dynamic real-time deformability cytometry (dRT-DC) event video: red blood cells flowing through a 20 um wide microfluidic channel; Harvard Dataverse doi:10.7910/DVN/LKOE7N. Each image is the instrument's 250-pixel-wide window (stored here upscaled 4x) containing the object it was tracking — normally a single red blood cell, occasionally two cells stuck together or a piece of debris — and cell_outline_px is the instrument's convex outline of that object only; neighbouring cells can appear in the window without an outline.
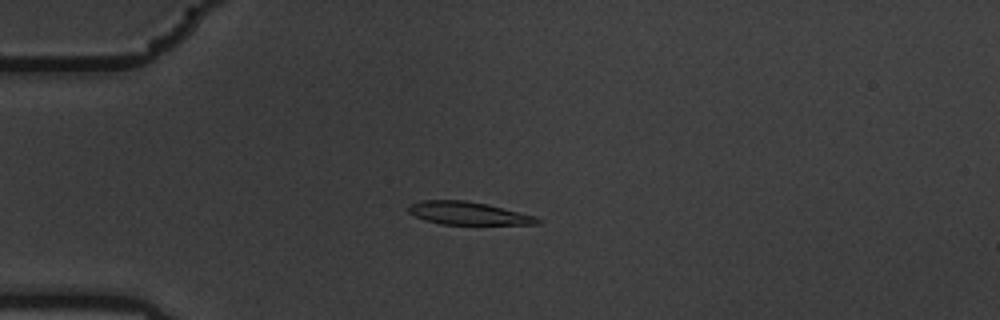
{"species": "common noctule bat (a hibernating species)", "species_latin": "Nyctalus noctula", "temperature_condition": "warm", "stored_images_in_passage": 45, "camera_frame_rate_fps": 3000, "um_per_image_px": 0.085, "animal": {"sex": "male", "body_mass_g": 19.5, "forearm_length_mm": 54.6}, "frame": {"image": 1, "passage_image": 2, "time_ms": 0.333, "image_size_px": [1000, 320], "cell_outline_px": [[544, 220], [540, 224], [440, 224], [416, 216], [408, 212], [408, 204], [424, 200], [464, 200], [488, 204], [536, 216]], "centroid_in_image_um": [39.84, 18.12], "position_along_channel_um": 45.2, "area_um2": 17.17}}
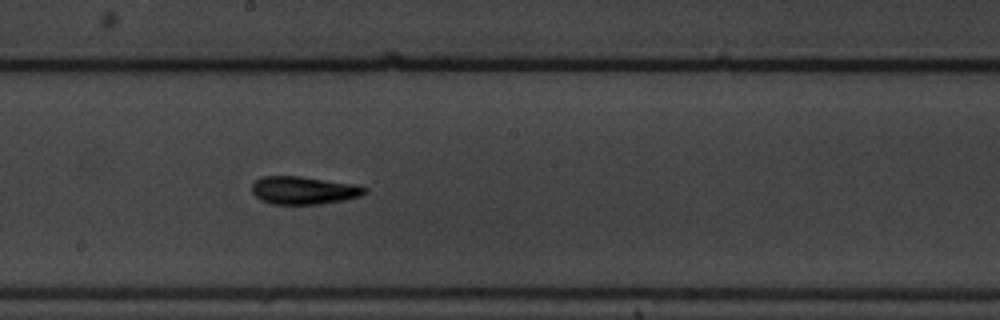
{"frame": {"image": 2, "passage_image": 19, "time_ms": 6.0, "image_size_px": [1000, 320], "cell_outline_px": [[368, 192], [360, 196], [344, 200], [320, 204], [272, 204], [260, 200], [252, 192], [252, 184], [256, 180], [264, 176], [300, 176], [356, 184], [368, 188]], "centroid_in_image_um": [25.84, 16.18], "position_along_channel_um": 222.4, "area_um2": 18.44}}
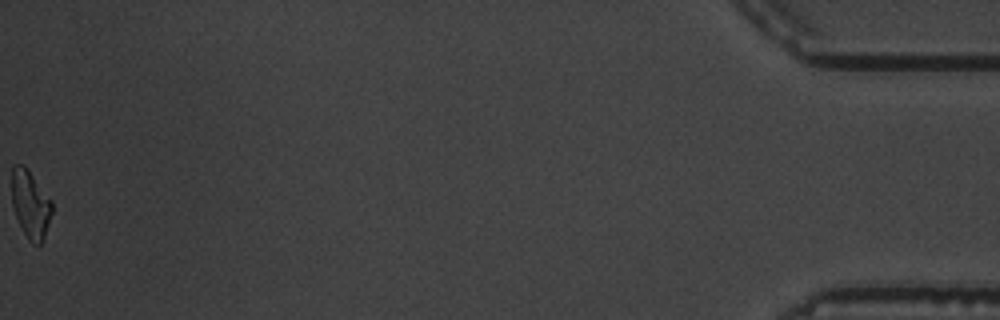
{"frame": {"image": 3, "passage_image": 45, "time_ms": 14.667, "image_size_px": [1000, 320], "cell_outline_px": [[52, 212], [44, 240], [40, 244], [32, 244], [28, 240], [16, 216], [12, 204], [12, 164], [24, 164], [52, 200]], "centroid_in_image_um": [2.6, 17.35], "position_along_channel_um": 432.6, "area_um2": 15.95}, "authors_computed_cell_mechanics": {"area_um2": 17.6868, "velocity_mm_per_s": 3.5321, "shape_relaxation_time_tau1_ms": 6.3993, "shape_relaxation_time_tau2_ms": 3.2198, "deformation_change_tau1": 0.1963, "deformation_change_tau2": 0.1111}}